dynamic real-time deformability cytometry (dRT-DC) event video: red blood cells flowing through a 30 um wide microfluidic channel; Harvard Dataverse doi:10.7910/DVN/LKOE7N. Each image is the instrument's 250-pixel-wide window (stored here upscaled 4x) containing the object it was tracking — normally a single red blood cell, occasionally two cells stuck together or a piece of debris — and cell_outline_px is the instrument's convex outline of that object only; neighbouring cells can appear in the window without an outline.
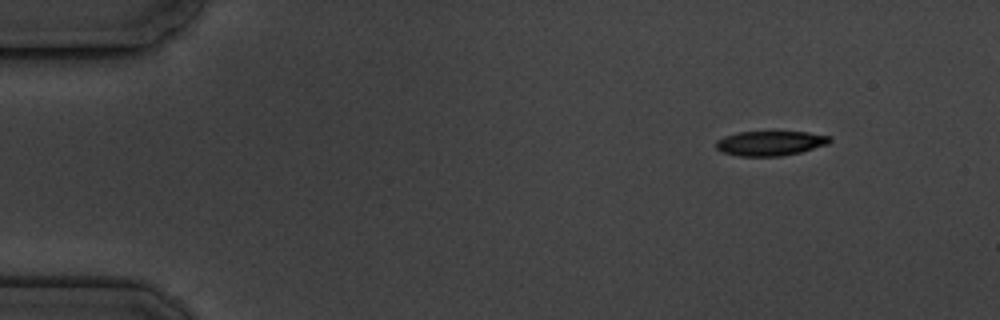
{"species": "common noctule bat (a hibernating species)", "species_latin": "Nyctalus noctula", "temperature_condition": "cold", "stored_images_in_passage": 5, "camera_frame_rate_fps": 3000, "um_per_image_px": 0.085, "animal": {"sex": "male", "body_mass_g": 19.5, "forearm_length_mm": 54.6}, "frame": {"image": 1, "passage_image": 1, "time_ms": 0.0, "image_size_px": [1000, 320], "cell_outline_px": [[832, 140], [828, 144], [800, 152], [780, 156], [740, 156], [724, 152], [716, 148], [716, 140], [724, 136], [736, 132], [808, 132], [832, 136]], "centroid_in_image_um": [65.49, 12.17], "position_along_channel_um": 19.5, "area_um2": 16.36}}
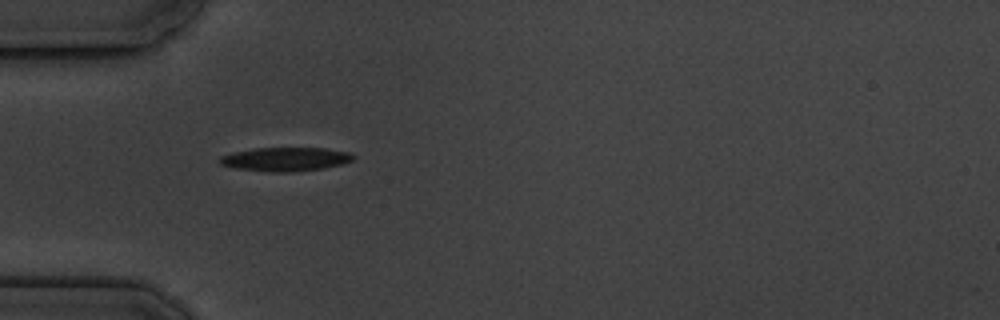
{"frame": {"image": 2, "passage_image": 4, "time_ms": 3.667, "image_size_px": [1000, 320], "cell_outline_px": [[356, 156], [352, 160], [344, 164], [324, 168], [292, 172], [268, 172], [232, 168], [220, 164], [220, 156], [232, 152], [252, 148], [324, 148], [352, 152]], "centroid_in_image_um": [24.28, 13.53], "position_along_channel_um": 60.7, "area_um2": 18.84}}